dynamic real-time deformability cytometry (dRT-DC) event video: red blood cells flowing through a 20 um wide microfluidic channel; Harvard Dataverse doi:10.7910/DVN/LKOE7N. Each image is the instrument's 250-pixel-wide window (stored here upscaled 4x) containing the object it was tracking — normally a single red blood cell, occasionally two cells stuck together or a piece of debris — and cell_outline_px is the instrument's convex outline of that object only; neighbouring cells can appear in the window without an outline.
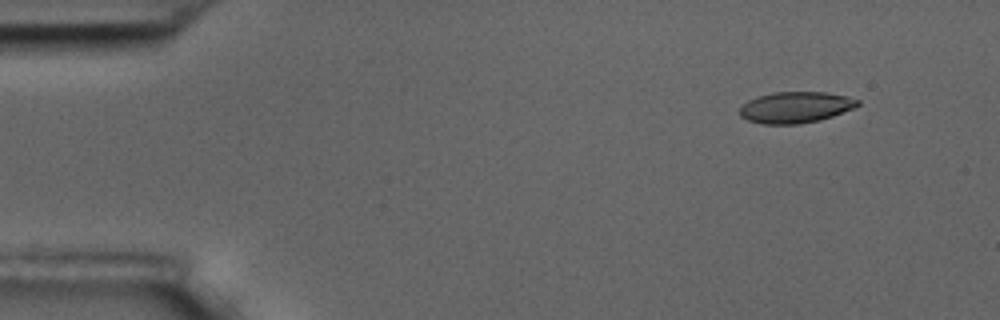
{"species": "common noctule bat (a hibernating species)", "species_latin": "Nyctalus noctula", "temperature_condition": "room temperature", "stored_images_in_passage": 4, "camera_frame_rate_fps": 3000, "um_per_image_px": 0.085, "animal": {"sex": "male", "body_mass_g": 17.5, "forearm_length_mm": 52.3}, "frame": {"image": 1, "passage_image": 1, "time_ms": 0.0, "image_size_px": [1000, 320], "cell_outline_px": [[860, 104], [856, 108], [820, 120], [800, 124], [764, 124], [748, 120], [740, 116], [740, 108], [748, 100], [772, 92], [828, 92], [848, 96], [860, 100]], "centroid_in_image_um": [67.67, 9.12], "position_along_channel_um": 17.3, "area_um2": 21.56}}
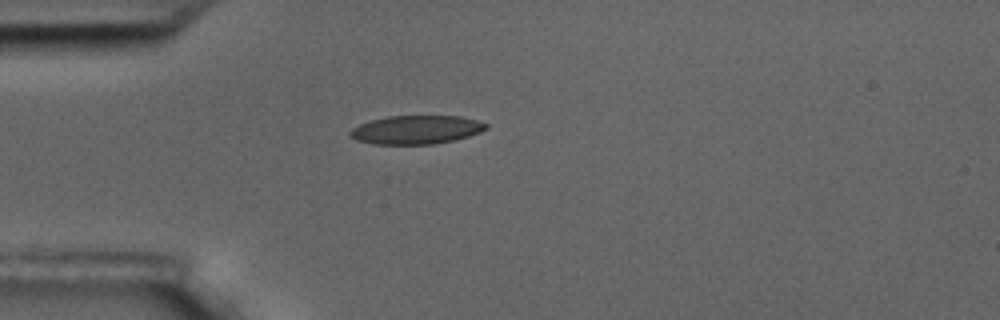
{"frame": {"image": 2, "passage_image": 4, "time_ms": 1.0, "image_size_px": [1000, 320], "cell_outline_px": [[488, 128], [480, 132], [468, 136], [452, 140], [432, 144], [372, 144], [356, 140], [348, 136], [348, 132], [352, 128], [360, 124], [372, 120], [388, 116], [460, 116], [476, 120], [488, 124]], "centroid_in_image_um": [35.34, 11.03], "position_along_channel_um": 49.7, "area_um2": 22.6}}